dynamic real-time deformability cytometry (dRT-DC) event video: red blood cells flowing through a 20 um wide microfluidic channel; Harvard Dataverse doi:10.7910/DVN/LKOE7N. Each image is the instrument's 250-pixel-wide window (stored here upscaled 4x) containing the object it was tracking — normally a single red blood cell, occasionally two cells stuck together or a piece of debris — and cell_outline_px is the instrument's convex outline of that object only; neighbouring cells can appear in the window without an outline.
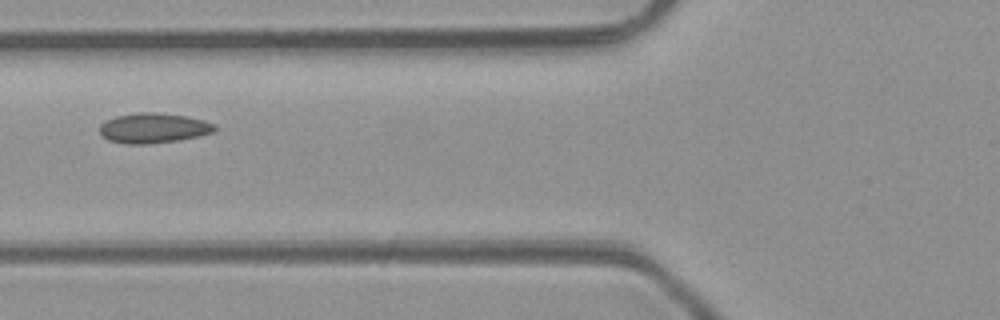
{"species": "common noctule bat (a hibernating species)", "species_latin": "Nyctalus noctula", "temperature_condition": "room temperature", "stored_images_in_passage": 3, "camera_frame_rate_fps": 3000, "um_per_image_px": 0.085, "animal": {"sex": "male", "body_mass_g": 23.1, "forearm_length_mm": 52.7}, "frame": {"image": 1, "passage_image": 2, "time_ms": 1.333, "image_size_px": [1000, 320], "cell_outline_px": [[216, 128], [212, 132], [200, 136], [180, 140], [148, 144], [124, 144], [108, 140], [100, 136], [100, 124], [104, 120], [116, 116], [140, 112], [156, 112], [184, 116], [204, 120], [216, 124]], "centroid_in_image_um": [13.01, 10.89], "position_along_channel_um": 112.8, "area_um2": 20.35}}
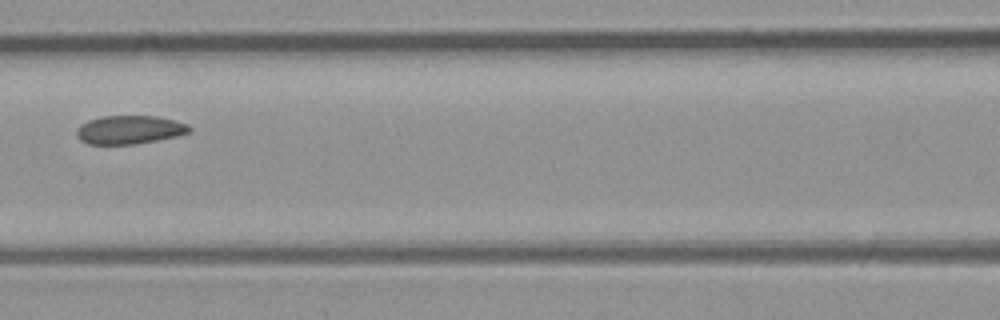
{"frame": {"image": 2, "passage_image": 3, "time_ms": 2.333, "image_size_px": [1000, 320], "cell_outline_px": [[192, 128], [188, 132], [176, 136], [136, 144], [88, 144], [80, 140], [76, 136], [76, 132], [80, 124], [88, 120], [100, 116], [156, 116], [188, 124]], "centroid_in_image_um": [10.96, 11.03], "position_along_channel_um": 155.6, "area_um2": 18.67}}